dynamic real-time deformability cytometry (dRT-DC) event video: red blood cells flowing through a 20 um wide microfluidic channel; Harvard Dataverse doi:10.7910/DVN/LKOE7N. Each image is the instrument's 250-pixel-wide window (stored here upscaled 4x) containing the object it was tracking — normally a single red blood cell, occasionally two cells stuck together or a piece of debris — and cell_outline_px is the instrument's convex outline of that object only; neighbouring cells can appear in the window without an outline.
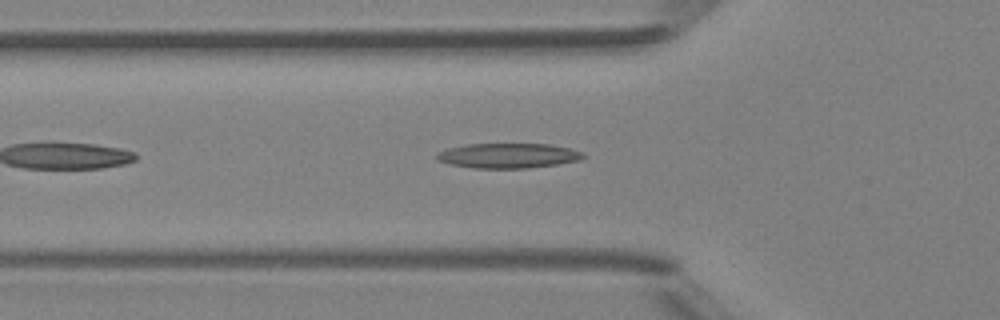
{"species": "Egyptian fruit bat (a non-hibernating species)", "species_latin": "Rousettus aegyptiacus", "temperature_condition": "room temperature", "stored_images_in_passage": 36, "camera_frame_rate_fps": 3000, "um_per_image_px": 0.085, "animal": {"sex": "female"}, "frame": {"image": 1, "passage_image": 5, "time_ms": 1.333, "image_size_px": [1000, 320], "cell_outline_px": [[584, 156], [580, 160], [556, 164], [528, 168], [476, 168], [452, 164], [436, 160], [436, 152], [448, 148], [464, 144], [548, 144], [572, 148], [584, 152]], "centroid_in_image_um": [43.19, 13.22], "position_along_channel_um": 82.6, "area_um2": 21.27}}
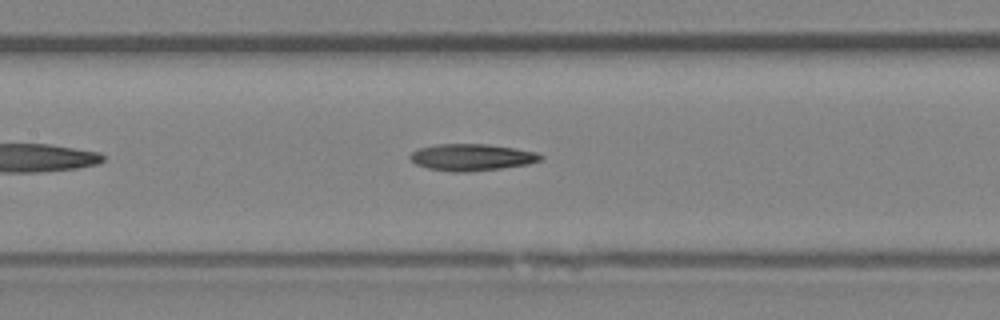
{"frame": {"image": 2, "passage_image": 11, "time_ms": 3.333, "image_size_px": [1000, 320], "cell_outline_px": [[544, 156], [540, 160], [528, 164], [500, 168], [464, 172], [452, 172], [428, 168], [416, 164], [408, 156], [416, 148], [436, 144], [488, 144], [536, 152]], "centroid_in_image_um": [40.05, 13.36], "position_along_channel_um": 167.3, "area_um2": 20.23}}
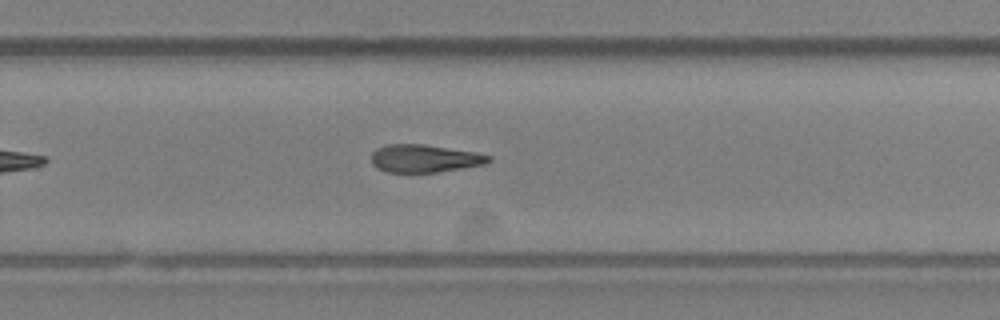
{"frame": {"image": 3, "passage_image": 20, "time_ms": 6.333, "image_size_px": [1000, 320], "cell_outline_px": [[492, 160], [484, 164], [436, 172], [388, 172], [376, 168], [372, 164], [372, 152], [376, 148], [388, 144], [424, 144], [476, 152], [492, 156]], "centroid_in_image_um": [36.07, 13.46], "position_along_channel_um": 293.7, "area_um2": 18.96}, "authors_computed_cell_mechanics": {"area_um2": 19.8832, "velocity_mm_per_s": 4.2217, "shape_relaxation_time_tau1_ms": 6.506, "shape_relaxation_time_tau2_ms": 3.1322, "deformation_change_tau1": 0.1803, "deformation_change_tau2": 0.127}}